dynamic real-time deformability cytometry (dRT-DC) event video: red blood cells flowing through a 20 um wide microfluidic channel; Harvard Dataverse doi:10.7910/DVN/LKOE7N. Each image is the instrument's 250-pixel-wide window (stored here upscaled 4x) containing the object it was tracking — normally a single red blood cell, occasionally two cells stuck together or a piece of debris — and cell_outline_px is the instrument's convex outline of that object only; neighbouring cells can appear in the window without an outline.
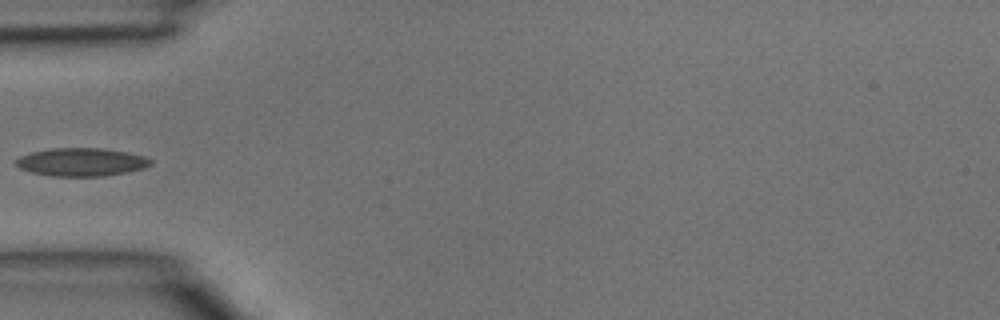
{"species": "common noctule bat (a hibernating species)", "species_latin": "Nyctalus noctula", "temperature_condition": "room temperature", "stored_images_in_passage": 5, "camera_frame_rate_fps": 3000, "um_per_image_px": 0.085, "animal": {"sex": "male", "body_mass_g": 15.6}, "frame": {"image": 1, "passage_image": 5, "time_ms": 1.333, "image_size_px": [1000, 320], "cell_outline_px": [[152, 164], [144, 168], [128, 172], [104, 176], [52, 176], [32, 172], [20, 168], [16, 164], [16, 160], [20, 156], [32, 152], [52, 148], [104, 148], [128, 152], [144, 156], [152, 160]], "centroid_in_image_um": [6.96, 13.77], "position_along_channel_um": 78.0, "area_um2": 22.08}}